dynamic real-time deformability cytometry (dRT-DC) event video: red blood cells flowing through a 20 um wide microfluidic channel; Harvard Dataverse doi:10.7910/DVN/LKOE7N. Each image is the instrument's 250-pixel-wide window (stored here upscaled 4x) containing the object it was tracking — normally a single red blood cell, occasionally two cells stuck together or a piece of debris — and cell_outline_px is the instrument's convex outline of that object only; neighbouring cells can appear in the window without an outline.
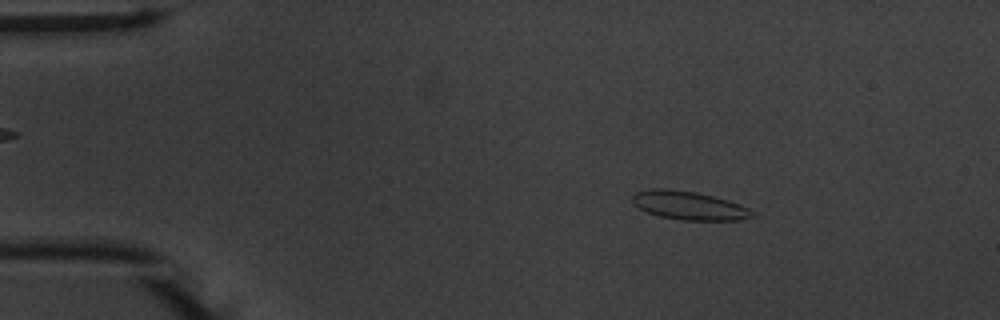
{"species": "common noctule bat (a hibernating species)", "species_latin": "Nyctalus noctula", "temperature_condition": "warm", "stored_images_in_passage": 53, "camera_frame_rate_fps": 3000, "um_per_image_px": 0.085, "animal": {"sex": "male", "body_mass_g": 20.1, "forearm_length_mm": 53.5}, "frame": {"image": 1, "passage_image": 8, "time_ms": 2.333, "image_size_px": [1000, 320], "cell_outline_px": [[756, 216], [740, 220], [680, 220], [660, 216], [648, 212], [632, 204], [632, 196], [636, 192], [652, 188], [668, 188], [696, 192], [728, 200], [740, 204], [748, 208]], "centroid_in_image_um": [58.55, 17.46], "position_along_channel_um": 26.4, "area_um2": 19.94}}
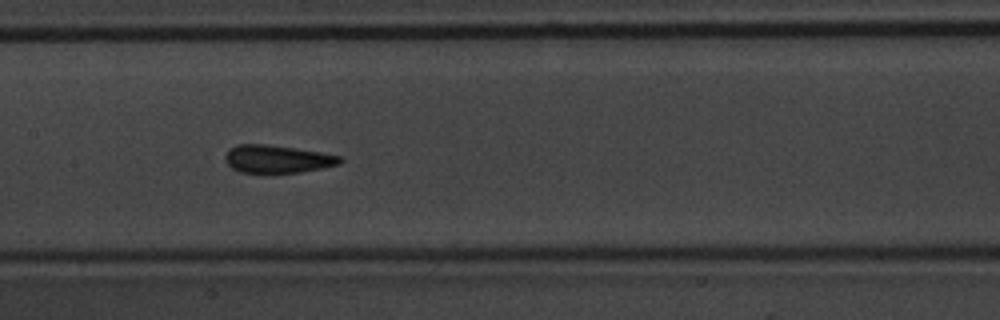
{"frame": {"image": 2, "passage_image": 26, "time_ms": 8.333, "image_size_px": [1000, 320], "cell_outline_px": [[344, 160], [340, 164], [324, 168], [300, 172], [264, 176], [240, 172], [232, 168], [224, 160], [224, 156], [228, 148], [236, 144], [264, 144], [320, 152], [344, 156]], "centroid_in_image_um": [23.54, 13.56], "position_along_channel_um": 183.9, "area_um2": 19.54}}
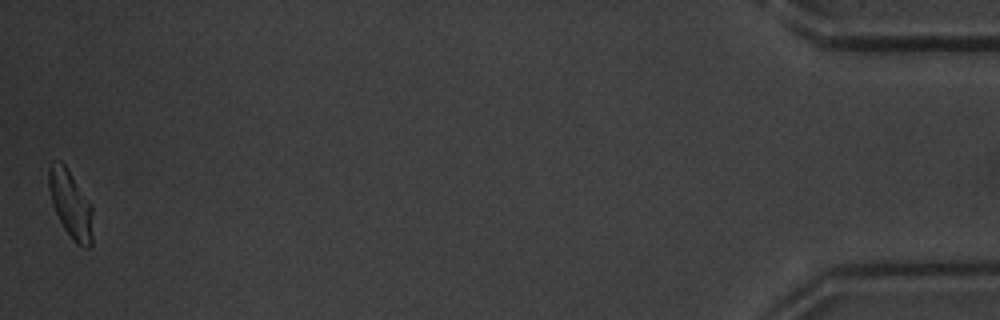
{"frame": {"image": 3, "passage_image": 53, "time_ms": 17.333, "image_size_px": [1000, 320], "cell_outline_px": [[92, 244], [88, 248], [84, 248], [76, 244], [72, 240], [64, 228], [52, 204], [48, 188], [48, 168], [52, 160], [60, 160], [64, 164], [92, 204]], "centroid_in_image_um": [6.0, 17.35], "position_along_channel_um": 429.2, "area_um2": 17.51}, "authors_computed_cell_mechanics": {"area_um2": 18.8428, "velocity_mm_per_s": 3.7447, "shape_relaxation_time_tau1_ms": 3.7027, "shape_relaxation_time_tau2_ms": 1.5582, "deformation_change_tau1": 0.1157, "deformation_change_tau2": 0.0777}}